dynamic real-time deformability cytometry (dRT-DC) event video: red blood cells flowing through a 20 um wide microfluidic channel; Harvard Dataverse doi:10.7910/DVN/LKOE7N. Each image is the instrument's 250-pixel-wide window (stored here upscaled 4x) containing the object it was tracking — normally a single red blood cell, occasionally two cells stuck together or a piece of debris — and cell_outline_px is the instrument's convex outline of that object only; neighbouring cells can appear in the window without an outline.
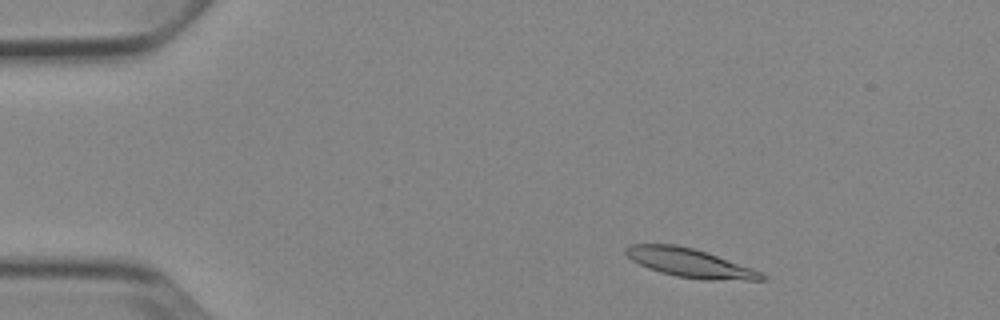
{"species": "Egyptian fruit bat (a non-hibernating species)", "species_latin": "Rousettus aegyptiacus", "temperature_condition": "cold", "stored_images_in_passage": 3, "camera_frame_rate_fps": 3000, "um_per_image_px": 0.085, "animal": {"sex": "female"}, "frame": {"image": 1, "passage_image": 1, "time_ms": 0.0, "image_size_px": [1000, 320], "cell_outline_px": [[768, 280], [704, 280], [676, 276], [660, 272], [648, 268], [632, 260], [624, 252], [624, 248], [632, 244], [676, 244], [692, 248], [764, 272], [768, 276]], "centroid_in_image_um": [58.67, 22.36], "position_along_channel_um": 26.3, "area_um2": 22.72}}